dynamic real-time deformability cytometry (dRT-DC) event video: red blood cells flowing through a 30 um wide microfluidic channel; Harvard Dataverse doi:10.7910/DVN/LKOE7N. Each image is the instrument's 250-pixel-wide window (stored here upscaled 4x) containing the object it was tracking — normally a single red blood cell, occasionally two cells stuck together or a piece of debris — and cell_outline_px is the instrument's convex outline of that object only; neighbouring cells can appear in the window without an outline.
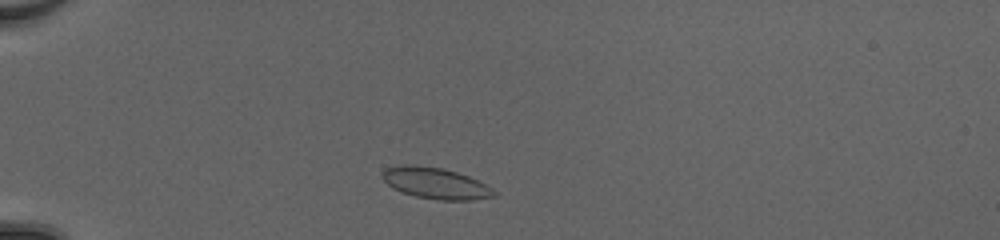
{"species": "common noctule bat (a hibernating species)", "species_latin": "Nyctalus noctula", "temperature_condition": "cold", "stored_images_in_passage": 40, "camera_frame_rate_fps": 3000, "um_per_image_px": 0.085, "animal": {"sex": "female", "body_mass_g": 20.0, "forearm_length_mm": 54.0}, "frame": {"image": 1, "passage_image": 4, "time_ms": 1.0, "image_size_px": [1000, 240], "cell_outline_px": [[496, 196], [472, 200], [436, 200], [416, 196], [392, 188], [380, 176], [380, 172], [384, 168], [404, 164], [416, 164], [444, 168], [468, 176], [492, 188], [496, 192]], "centroid_in_image_um": [36.98, 15.56], "position_along_channel_um": 48.0, "area_um2": 20.46}}
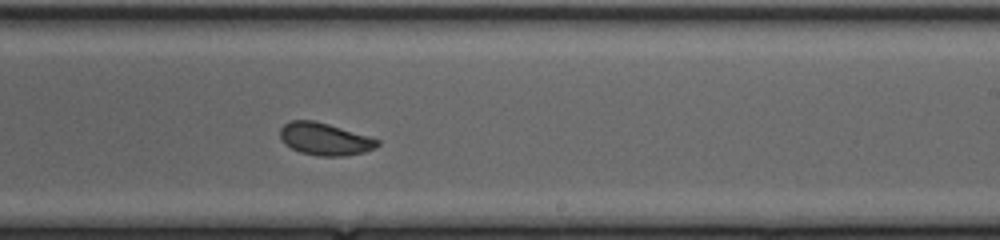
{"frame": {"image": 2, "passage_image": 22, "time_ms": 7.0, "image_size_px": [1000, 240], "cell_outline_px": [[380, 144], [376, 148], [364, 152], [344, 156], [320, 156], [300, 152], [284, 144], [280, 136], [280, 128], [288, 120], [312, 120], [328, 124], [368, 136], [380, 140]], "centroid_in_image_um": [27.6, 11.82], "position_along_channel_um": 261.4, "area_um2": 18.32}}
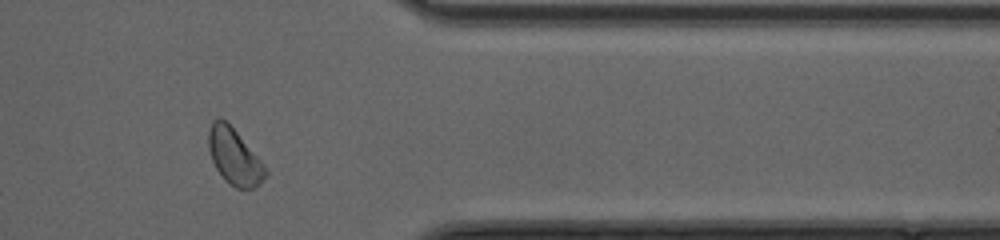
{"frame": {"image": 3, "passage_image": 32, "time_ms": 10.333, "image_size_px": [1000, 240], "cell_outline_px": [[268, 176], [260, 184], [252, 188], [236, 188], [228, 184], [224, 180], [216, 168], [212, 160], [208, 148], [208, 128], [212, 120], [220, 116], [236, 132], [264, 164], [268, 172]], "centroid_in_image_um": [19.91, 13.33], "position_along_channel_um": 391.5, "area_um2": 18.61}, "authors_computed_cell_mechanics": {"area_um2": 19.0162, "velocity_mm_per_s": 4.167, "shape_relaxation_time_tau1_ms": 2.9603, "shape_relaxation_time_tau2_ms": null, "deformation_change_tau1": 0.0886, "deformation_change_tau2": null}}